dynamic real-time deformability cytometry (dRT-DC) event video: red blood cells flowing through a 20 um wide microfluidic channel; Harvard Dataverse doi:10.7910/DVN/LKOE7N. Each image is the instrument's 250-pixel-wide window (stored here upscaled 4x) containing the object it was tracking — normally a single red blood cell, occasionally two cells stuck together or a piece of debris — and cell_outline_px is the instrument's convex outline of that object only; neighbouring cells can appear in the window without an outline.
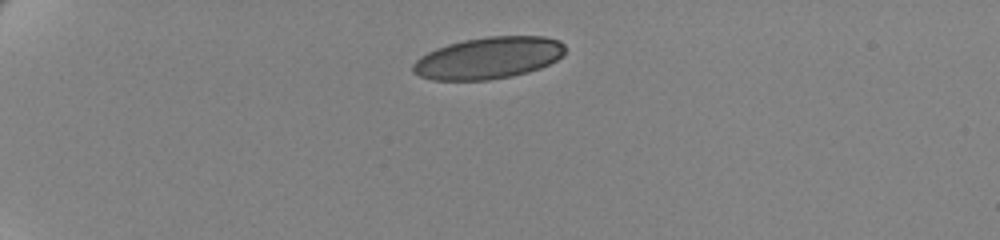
{"species": "human", "species_latin": "Homo sapiens", "temperature_condition": "cold", "stored_images_in_passage": 45, "camera_frame_rate_fps": 3000, "um_per_image_px": 0.085, "donor": {"sex": "female"}, "frame": {"image": 1, "passage_image": 1, "time_ms": 0.0, "image_size_px": [1000, 240], "cell_outline_px": [[564, 56], [540, 68], [528, 72], [512, 76], [488, 80], [432, 80], [420, 76], [412, 72], [412, 64], [420, 56], [436, 48], [448, 44], [464, 40], [488, 36], [544, 36], [560, 40], [564, 44]], "centroid_in_image_um": [41.52, 4.92], "position_along_channel_um": 43.5, "area_um2": 37.22}}
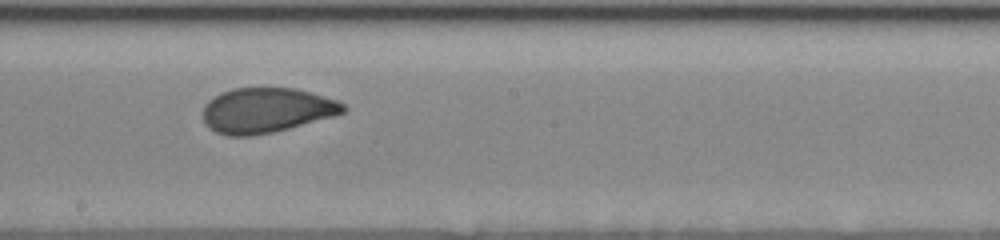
{"frame": {"image": 2, "passage_image": 22, "time_ms": 7.0, "image_size_px": [1000, 240], "cell_outline_px": [[348, 108], [344, 112], [336, 116], [272, 132], [252, 136], [228, 136], [216, 132], [208, 128], [204, 124], [204, 104], [208, 100], [232, 88], [296, 88], [340, 100]], "centroid_in_image_um": [22.68, 9.38], "position_along_channel_um": 225.5, "area_um2": 36.99}}
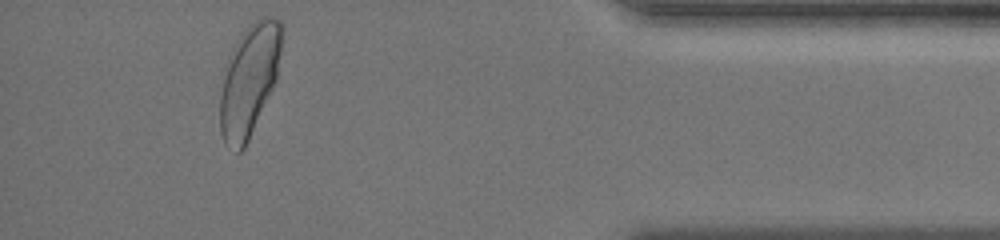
{"frame": {"image": 3, "passage_image": 41, "time_ms": 13.333, "image_size_px": [1000, 240], "cell_outline_px": [[284, 28], [276, 80], [248, 140], [244, 148], [240, 152], [236, 152], [224, 144], [220, 132], [220, 96], [228, 56], [236, 40], [248, 24], [264, 16], [280, 20], [284, 24]], "centroid_in_image_um": [21.18, 6.77], "position_along_channel_um": 414.0, "area_um2": 40.11}, "authors_computed_cell_mechanics": {"area_um2": 37.8012, "velocity_mm_per_s": 3.4679, "shape_relaxation_time_tau1_ms": 4.8381, "shape_relaxation_time_tau2_ms": null, "deformation_change_tau1": 0.1369, "deformation_change_tau2": null}}